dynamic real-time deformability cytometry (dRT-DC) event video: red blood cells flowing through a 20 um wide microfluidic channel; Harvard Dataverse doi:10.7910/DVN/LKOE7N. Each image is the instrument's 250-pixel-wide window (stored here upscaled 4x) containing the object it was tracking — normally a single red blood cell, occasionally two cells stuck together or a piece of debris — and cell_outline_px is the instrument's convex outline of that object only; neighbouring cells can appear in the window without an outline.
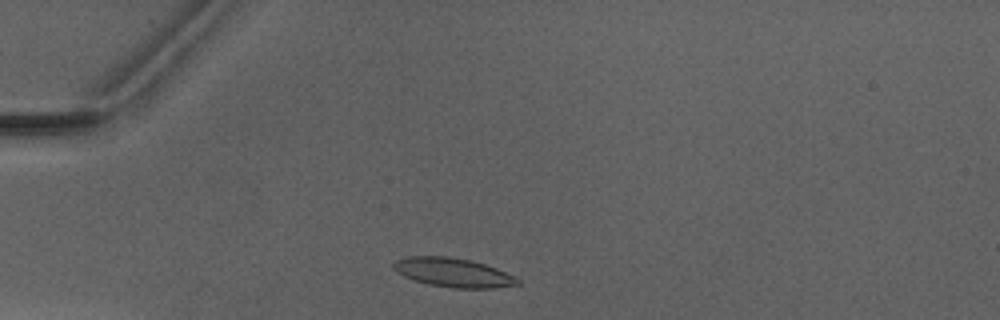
{"species": "Egyptian fruit bat (a non-hibernating species)", "species_latin": "Rousettus aegyptiacus", "temperature_condition": "warm", "stored_images_in_passage": 3, "camera_frame_rate_fps": 3000, "um_per_image_px": 0.085, "animal": {"sex": "male"}, "frame": {"image": 1, "passage_image": 1, "time_ms": 0.0, "image_size_px": [1000, 320], "cell_outline_px": [[520, 284], [496, 288], [456, 288], [428, 284], [404, 276], [396, 272], [392, 268], [392, 264], [396, 260], [408, 256], [448, 256], [472, 260], [496, 268], [520, 280]], "centroid_in_image_um": [38.49, 23.16], "position_along_channel_um": 46.5, "area_um2": 20.92}}